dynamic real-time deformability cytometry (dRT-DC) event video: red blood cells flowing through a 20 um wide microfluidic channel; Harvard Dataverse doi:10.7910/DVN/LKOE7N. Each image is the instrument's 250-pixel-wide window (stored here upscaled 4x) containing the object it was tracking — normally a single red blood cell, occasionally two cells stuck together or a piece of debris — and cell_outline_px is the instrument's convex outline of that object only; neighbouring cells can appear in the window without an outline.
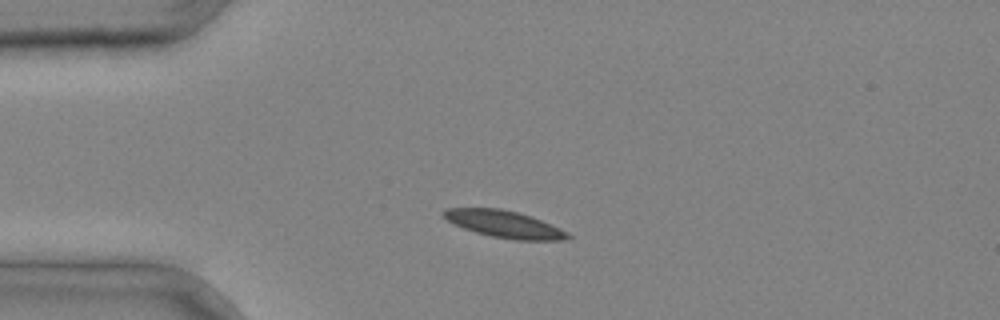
{"species": "common noctule bat (a hibernating species)", "species_latin": "Nyctalus noctula", "temperature_condition": "cold", "stored_images_in_passage": 1, "camera_frame_rate_fps": 3000, "um_per_image_px": 0.085, "animal": {"sex": "male", "body_mass_g": 20.4}, "frame": {"image": 1, "passage_image": 1, "time_ms": 0.0, "image_size_px": [1000, 320], "cell_outline_px": [[572, 236], [564, 240], [516, 240], [492, 236], [476, 232], [464, 228], [448, 220], [440, 212], [444, 208], [500, 208], [532, 216], [560, 228], [568, 232]], "centroid_in_image_um": [42.88, 19.04], "position_along_channel_um": 42.1, "area_um2": 19.42}}